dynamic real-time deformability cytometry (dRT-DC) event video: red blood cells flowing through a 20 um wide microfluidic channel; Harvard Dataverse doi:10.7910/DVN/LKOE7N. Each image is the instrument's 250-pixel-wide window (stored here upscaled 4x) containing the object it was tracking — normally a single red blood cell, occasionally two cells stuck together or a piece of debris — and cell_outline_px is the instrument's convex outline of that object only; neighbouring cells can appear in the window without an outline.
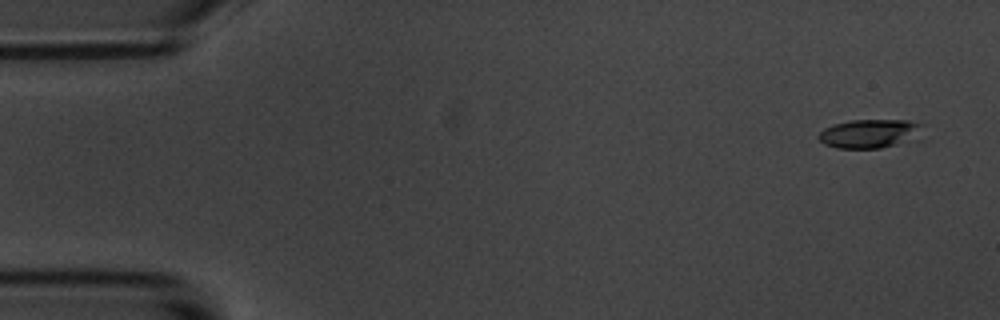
{"species": "common noctule bat (a hibernating species)", "species_latin": "Nyctalus noctula", "temperature_condition": "room temperature", "stored_images_in_passage": 5, "camera_frame_rate_fps": 3000, "um_per_image_px": 0.085, "animal": {"sex": "male", "body_mass_g": 20.1, "forearm_length_mm": 53.5}, "frame": {"image": 1, "passage_image": 1, "time_ms": 0.0, "image_size_px": [1000, 320], "cell_outline_px": [[924, 124], [920, 140], [880, 148], [836, 148], [824, 144], [816, 136], [824, 128], [832, 124], [848, 120], [908, 120]], "centroid_in_image_um": [74.0, 11.36], "position_along_channel_um": 11.0, "area_um2": 18.09}}
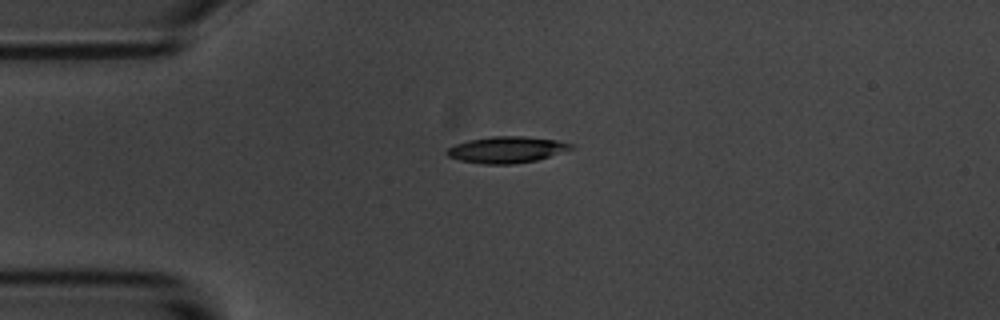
{"frame": {"image": 2, "passage_image": 4, "time_ms": 3.667, "image_size_px": [1000, 320], "cell_outline_px": [[576, 148], [536, 160], [512, 164], [484, 164], [460, 160], [448, 156], [444, 152], [448, 148], [456, 144], [468, 140], [492, 136], [524, 136], [556, 140], [572, 144]], "centroid_in_image_um": [43.06, 12.72], "position_along_channel_um": 41.9, "area_um2": 19.02}}